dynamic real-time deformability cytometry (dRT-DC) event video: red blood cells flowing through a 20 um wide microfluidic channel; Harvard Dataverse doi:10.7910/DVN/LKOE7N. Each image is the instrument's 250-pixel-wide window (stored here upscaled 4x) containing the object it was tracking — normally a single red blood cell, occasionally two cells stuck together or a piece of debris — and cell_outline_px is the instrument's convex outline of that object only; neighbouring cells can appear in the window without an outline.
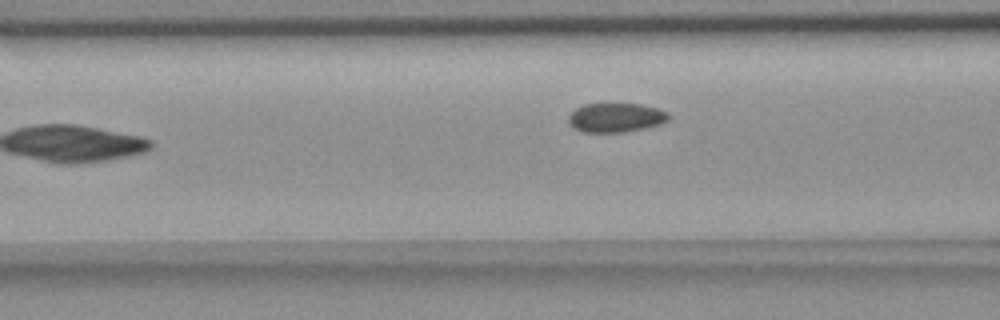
{"species": "common noctule bat (a hibernating species)", "species_latin": "Nyctalus noctula", "temperature_condition": "room temperature", "stored_images_in_passage": 4, "camera_frame_rate_fps": 3000, "um_per_image_px": 0.085, "animal": {"sex": "female", "body_mass_g": 18.4}, "frame": {"image": 1, "passage_image": 4, "time_ms": 3.667, "image_size_px": [1000, 320], "cell_outline_px": [[668, 120], [660, 124], [644, 128], [624, 132], [580, 132], [568, 120], [568, 116], [576, 108], [584, 104], [640, 104], [656, 108], [668, 112]], "centroid_in_image_um": [52.34, 9.99], "position_along_channel_um": 114.3, "area_um2": 16.82}}